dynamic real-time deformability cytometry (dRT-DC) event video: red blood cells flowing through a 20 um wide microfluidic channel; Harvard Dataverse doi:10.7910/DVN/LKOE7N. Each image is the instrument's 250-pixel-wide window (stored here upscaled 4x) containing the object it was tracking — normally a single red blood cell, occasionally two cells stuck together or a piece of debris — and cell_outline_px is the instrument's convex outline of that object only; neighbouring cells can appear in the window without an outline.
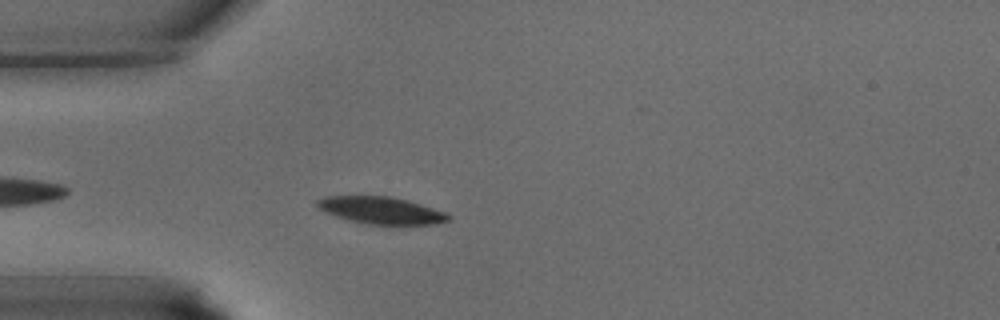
{"species": "common noctule bat (a hibernating species)", "species_latin": "Nyctalus noctula", "temperature_condition": "warm", "stored_images_in_passage": 6, "camera_frame_rate_fps": 3000, "um_per_image_px": 0.085, "animal": {"sex": "male", "body_mass_g": 15.6}, "frame": {"image": 1, "passage_image": 3, "time_ms": 0.667, "image_size_px": [1000, 320], "cell_outline_px": [[452, 220], [436, 224], [368, 224], [336, 216], [320, 208], [316, 204], [316, 200], [324, 196], [392, 196], [408, 200], [444, 212], [452, 216]], "centroid_in_image_um": [32.44, 17.87], "position_along_channel_um": 52.6, "area_um2": 20.46}}